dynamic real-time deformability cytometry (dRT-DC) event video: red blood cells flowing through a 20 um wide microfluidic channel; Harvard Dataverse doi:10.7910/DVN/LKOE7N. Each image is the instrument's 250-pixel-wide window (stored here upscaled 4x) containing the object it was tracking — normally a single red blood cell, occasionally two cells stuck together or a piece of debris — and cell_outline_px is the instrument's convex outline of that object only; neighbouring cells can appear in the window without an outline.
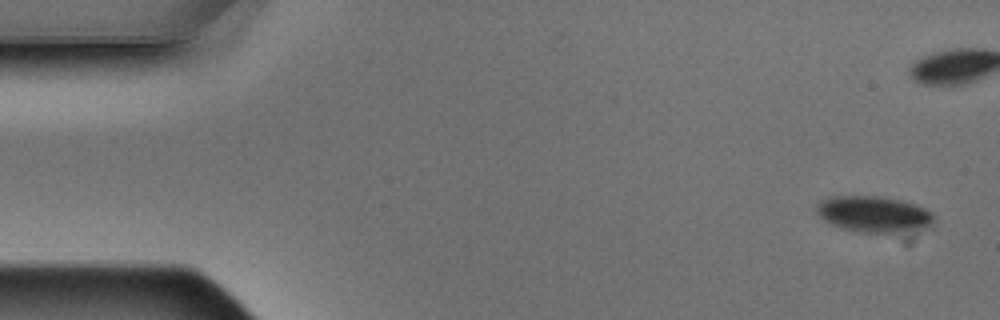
{"species": "Egyptian fruit bat (a non-hibernating species)", "species_latin": "Rousettus aegyptiacus", "temperature_condition": "warm", "stored_images_in_passage": 6, "segment_of_instrument_passage": [2, 2], "camera_frame_rate_fps": 3000, "um_per_image_px": 0.085, "animal": {"sex": "male"}, "frame": {"image": 1, "passage_image": 6, "time_ms": 1.667, "image_size_px": [1000, 320], "cell_outline_px": [[932, 224], [928, 228], [916, 232], [860, 232], [840, 228], [824, 220], [816, 212], [816, 208], [820, 200], [828, 196], [880, 196], [900, 200], [916, 204], [932, 212]], "centroid_in_image_um": [74.28, 18.21], "position_along_channel_um": 10.7, "area_um2": 24.97}}